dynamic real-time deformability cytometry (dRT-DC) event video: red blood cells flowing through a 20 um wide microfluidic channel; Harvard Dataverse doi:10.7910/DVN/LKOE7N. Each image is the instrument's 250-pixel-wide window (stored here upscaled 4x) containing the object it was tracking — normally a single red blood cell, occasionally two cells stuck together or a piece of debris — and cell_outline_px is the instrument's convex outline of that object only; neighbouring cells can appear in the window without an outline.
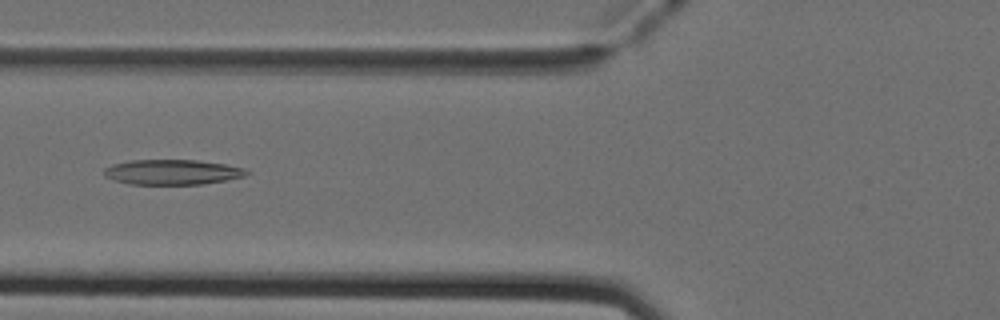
{"species": "Egyptian fruit bat (a non-hibernating species)", "species_latin": "Rousettus aegyptiacus", "temperature_condition": "cold", "stored_images_in_passage": 40, "camera_frame_rate_fps": 3000, "um_per_image_px": 0.085, "animal": {"sex": "female"}, "frame": {"image": 1, "passage_image": 9, "time_ms": 2.667, "image_size_px": [1000, 320], "cell_outline_px": [[252, 172], [244, 176], [204, 184], [132, 184], [116, 180], [104, 176], [104, 168], [112, 164], [128, 160], [196, 160], [224, 164], [244, 168]], "centroid_in_image_um": [14.64, 14.62], "position_along_channel_um": 111.2, "area_um2": 20.75}}
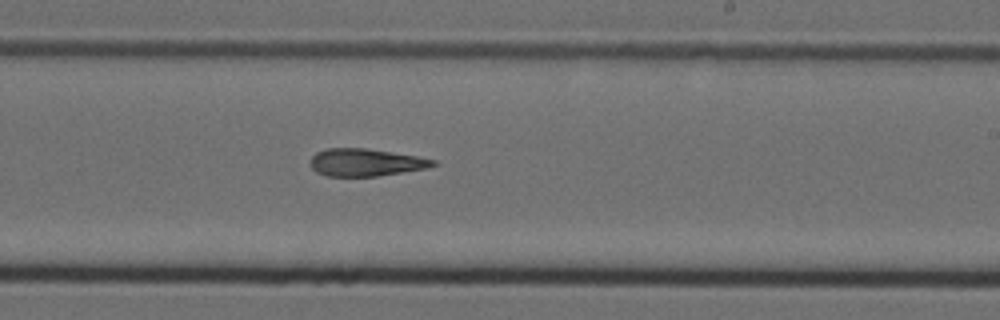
{"frame": {"image": 2, "passage_image": 20, "time_ms": 6.333, "image_size_px": [1000, 320], "cell_outline_px": [[436, 164], [428, 168], [376, 176], [328, 176], [316, 172], [308, 164], [308, 160], [316, 152], [328, 148], [368, 148], [416, 156], [436, 160]], "centroid_in_image_um": [31.03, 13.8], "position_along_channel_um": 258.0, "area_um2": 19.71}}
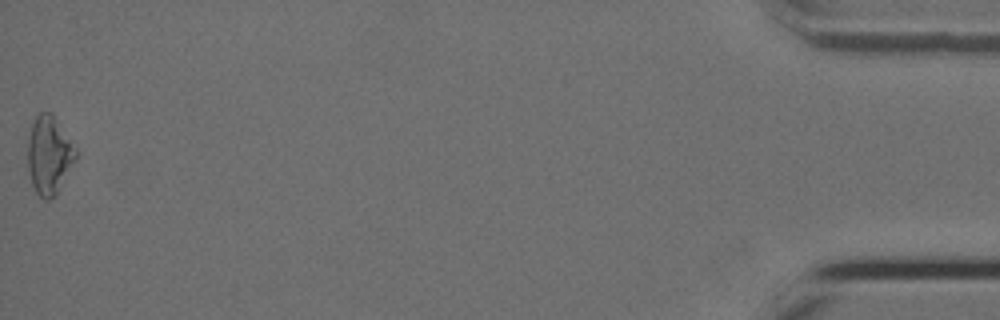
{"frame": {"image": 3, "passage_image": 40, "time_ms": 13.0, "image_size_px": [1000, 320], "cell_outline_px": [[80, 152], [76, 160], [56, 196], [48, 200], [44, 200], [36, 192], [32, 184], [28, 168], [28, 140], [32, 124], [36, 116], [40, 112], [52, 112]], "centroid_in_image_um": [4.22, 13.19], "position_along_channel_um": 431.0, "area_um2": 22.31}, "authors_computed_cell_mechanics": {"area_um2": 20.5479, "velocity_mm_per_s": 4.0116, "shape_relaxation_time_tau1_ms": null, "shape_relaxation_time_tau2_ms": 4.0718, "deformation_change_tau1": null, "deformation_change_tau2": 0.1582}}